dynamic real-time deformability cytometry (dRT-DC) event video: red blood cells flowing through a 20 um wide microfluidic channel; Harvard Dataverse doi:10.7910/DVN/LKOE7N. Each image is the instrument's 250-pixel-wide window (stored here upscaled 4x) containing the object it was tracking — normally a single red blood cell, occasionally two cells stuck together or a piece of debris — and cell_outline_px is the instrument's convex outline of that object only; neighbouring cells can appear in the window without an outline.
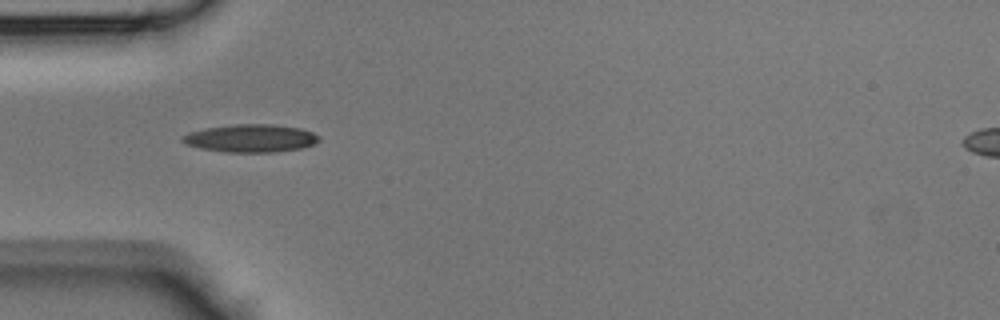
{"species": "Egyptian fruit bat (a non-hibernating species)", "species_latin": "Rousettus aegyptiacus", "temperature_condition": "room temperature", "stored_images_in_passage": 32, "camera_frame_rate_fps": 3000, "um_per_image_px": 0.085, "animal": {"sex": "male"}, "frame": {"image": 1, "passage_image": 1, "time_ms": 0.0, "image_size_px": [1000, 320], "cell_outline_px": [[320, 140], [312, 144], [300, 148], [272, 152], [228, 152], [200, 148], [184, 144], [180, 140], [180, 136], [188, 132], [204, 128], [236, 124], [272, 124], [300, 128], [312, 132], [320, 136]], "centroid_in_image_um": [21.25, 11.74], "position_along_channel_um": 63.7, "area_um2": 22.2}}
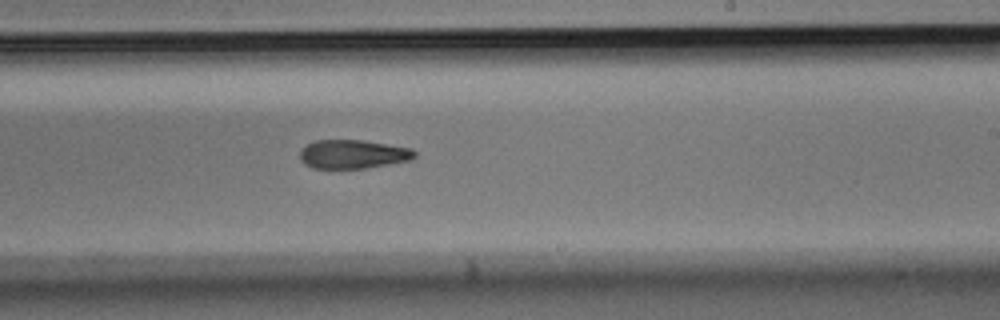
{"frame": {"image": 2, "passage_image": 14, "time_ms": 4.333, "image_size_px": [1000, 320], "cell_outline_px": [[416, 156], [412, 160], [364, 168], [312, 168], [304, 164], [300, 160], [300, 152], [308, 144], [316, 140], [360, 140], [412, 148], [416, 152]], "centroid_in_image_um": [30.01, 13.11], "position_along_channel_um": 259.0, "area_um2": 19.13}}
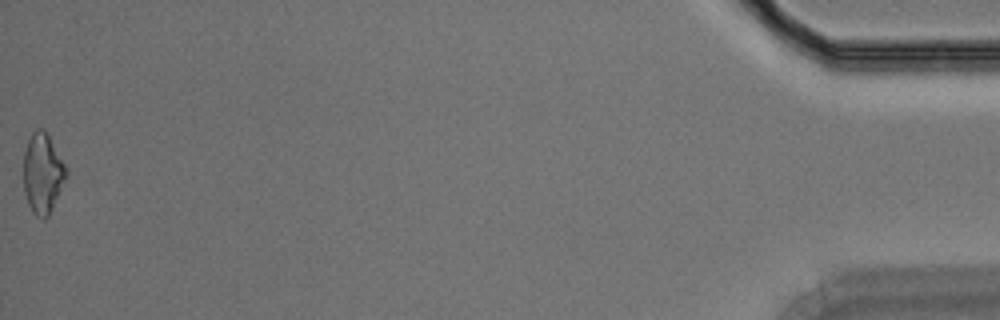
{"frame": {"image": 3, "passage_image": 32, "time_ms": 10.333, "image_size_px": [1000, 320], "cell_outline_px": [[68, 172], [52, 208], [48, 216], [44, 220], [36, 216], [32, 212], [28, 204], [24, 192], [24, 152], [28, 140], [32, 132], [36, 128], [44, 128], [68, 168]], "centroid_in_image_um": [3.62, 14.72], "position_along_channel_um": 431.6, "area_um2": 19.94}}